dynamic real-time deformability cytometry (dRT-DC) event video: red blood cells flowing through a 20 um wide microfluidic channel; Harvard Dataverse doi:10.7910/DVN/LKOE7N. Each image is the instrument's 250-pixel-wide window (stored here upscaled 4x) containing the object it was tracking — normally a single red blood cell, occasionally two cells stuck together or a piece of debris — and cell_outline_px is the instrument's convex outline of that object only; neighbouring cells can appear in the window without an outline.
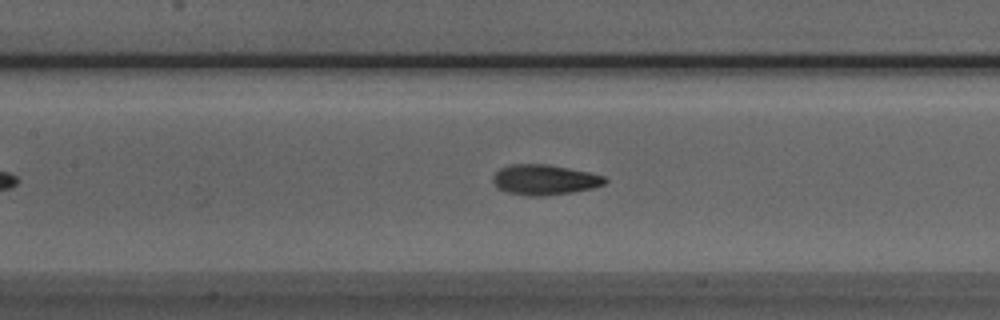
{"species": "Egyptian fruit bat (a non-hibernating species)", "species_latin": "Rousettus aegyptiacus", "temperature_condition": "room temperature", "stored_images_in_passage": 44, "camera_frame_rate_fps": 3000, "um_per_image_px": 0.085, "animal": {"sex": "male"}, "frame": {"image": 1, "passage_image": 18, "time_ms": 5.667, "image_size_px": [1000, 320], "cell_outline_px": [[608, 180], [604, 184], [592, 188], [572, 192], [544, 196], [528, 196], [508, 192], [496, 188], [492, 184], [492, 176], [500, 168], [512, 164], [544, 164], [568, 168], [588, 172], [604, 176]], "centroid_in_image_um": [46.24, 15.28], "position_along_channel_um": 161.2, "area_um2": 19.77}}
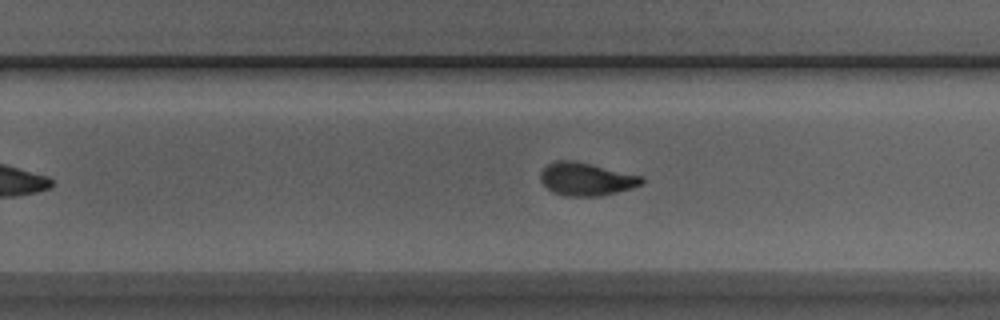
{"frame": {"image": 2, "passage_image": 27, "time_ms": 8.667, "image_size_px": [1000, 320], "cell_outline_px": [[644, 180], [640, 184], [632, 188], [600, 196], [564, 196], [552, 192], [540, 180], [540, 172], [548, 164], [556, 160], [576, 160], [644, 176]], "centroid_in_image_um": [49.83, 15.21], "position_along_channel_um": 280.0, "area_um2": 19.59}}
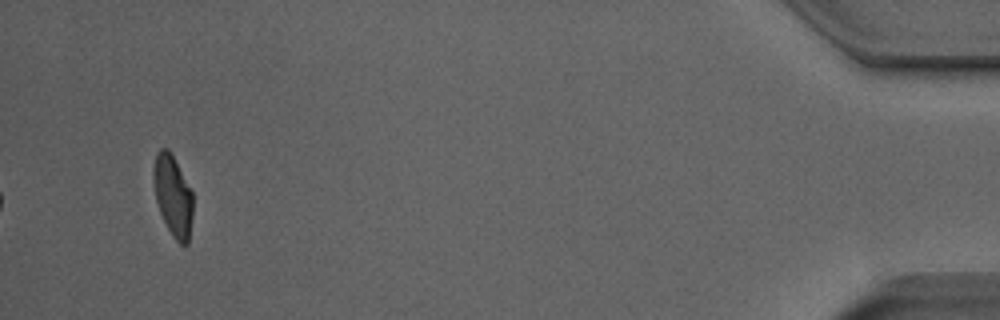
{"frame": {"image": 3, "passage_image": 44, "time_ms": 14.333, "image_size_px": [1000, 320], "cell_outline_px": [[192, 216], [188, 244], [184, 248], [172, 236], [160, 212], [156, 200], [152, 176], [152, 172], [156, 152], [160, 148], [168, 148], [192, 192]], "centroid_in_image_um": [14.68, 16.65], "position_along_channel_um": 420.5, "area_um2": 18.5}, "authors_computed_cell_mechanics": {"area_um2": 19.3341, "velocity_mm_per_s": 3.9771, "shape_relaxation_time_tau1_ms": 3.2243, "shape_relaxation_time_tau2_ms": 1.4681, "deformation_change_tau1": 0.1431, "deformation_change_tau2": 0.0733}}